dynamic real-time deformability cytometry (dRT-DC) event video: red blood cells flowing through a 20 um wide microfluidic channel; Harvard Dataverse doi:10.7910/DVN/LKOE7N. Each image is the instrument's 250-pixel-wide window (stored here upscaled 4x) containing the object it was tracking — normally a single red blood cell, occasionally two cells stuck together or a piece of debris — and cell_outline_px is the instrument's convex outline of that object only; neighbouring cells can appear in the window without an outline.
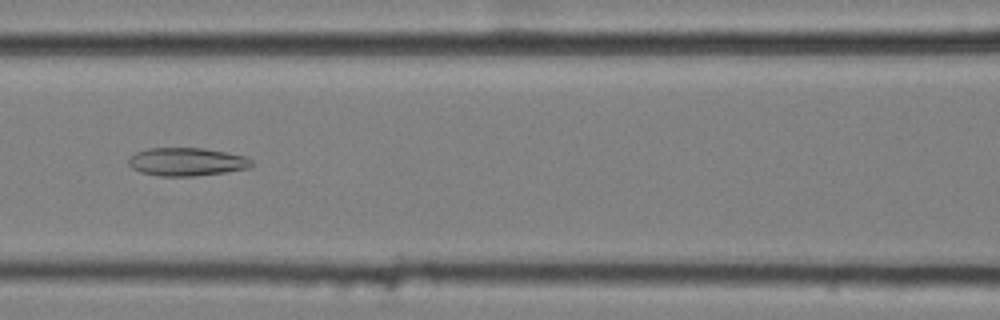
{"species": "common noctule bat (a hibernating species)", "species_latin": "Nyctalus noctula", "temperature_condition": "cold", "stored_images_in_passage": 7, "camera_frame_rate_fps": 3000, "um_per_image_px": 0.085, "animal": {"sex": "female", "body_mass_g": 25.1}, "frame": {"image": 1, "passage_image": 4, "time_ms": 1.0, "image_size_px": [1000, 320], "cell_outline_px": [[256, 164], [252, 168], [224, 172], [192, 176], [160, 176], [140, 172], [132, 168], [128, 164], [128, 160], [136, 152], [148, 148], [204, 148], [228, 152], [244, 156], [252, 160]], "centroid_in_image_um": [15.92, 13.75], "position_along_channel_um": 150.7, "area_um2": 20.35}}
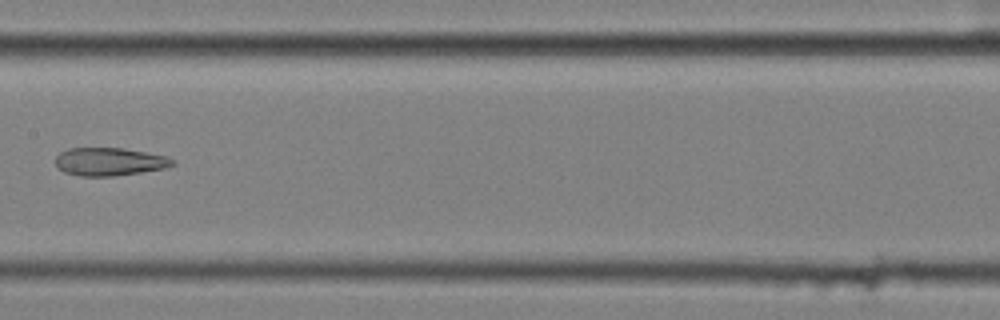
{"frame": {"image": 2, "passage_image": 5, "time_ms": 1.333, "image_size_px": [1000, 320], "cell_outline_px": [[176, 164], [164, 168], [140, 172], [112, 176], [80, 176], [64, 172], [56, 164], [56, 156], [60, 152], [68, 148], [124, 148], [164, 156], [172, 160]], "centroid_in_image_um": [9.26, 13.74], "position_along_channel_um": 198.1, "area_um2": 18.84}}
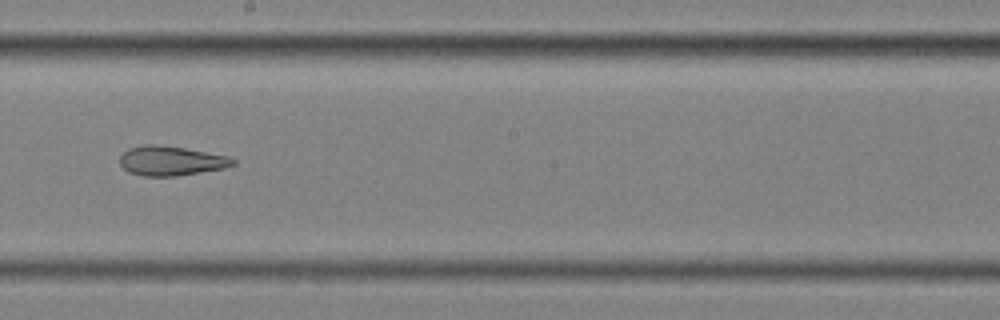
{"frame": {"image": 3, "passage_image": 6, "time_ms": 1.667, "image_size_px": [1000, 320], "cell_outline_px": [[236, 164], [224, 168], [176, 176], [144, 176], [128, 172], [120, 164], [120, 156], [128, 148], [144, 144], [152, 144], [184, 148], [228, 156], [236, 160]], "centroid_in_image_um": [14.52, 13.67], "position_along_channel_um": 233.7, "area_um2": 19.36}}